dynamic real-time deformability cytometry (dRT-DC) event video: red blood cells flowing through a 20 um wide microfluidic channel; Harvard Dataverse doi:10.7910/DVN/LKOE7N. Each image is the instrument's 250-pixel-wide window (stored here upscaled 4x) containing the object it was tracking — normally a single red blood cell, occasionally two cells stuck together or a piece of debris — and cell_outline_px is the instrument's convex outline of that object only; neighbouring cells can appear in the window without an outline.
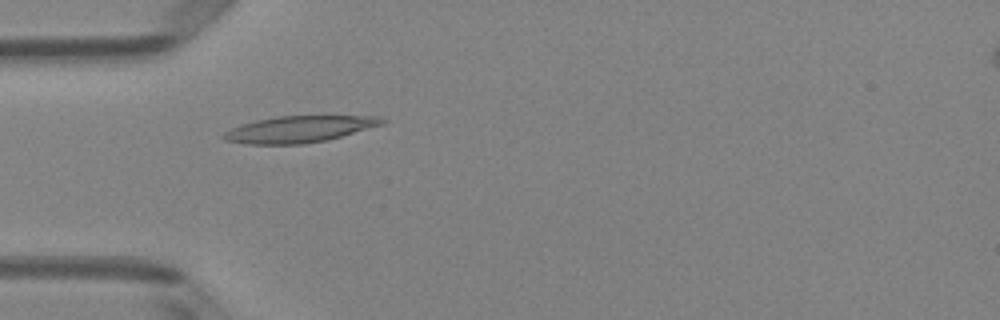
{"species": "Egyptian fruit bat (a non-hibernating species)", "species_latin": "Rousettus aegyptiacus", "temperature_condition": "room temperature", "stored_images_in_passage": 51, "camera_frame_rate_fps": 3000, "um_per_image_px": 0.085, "animal": {"sex": "female"}, "frame": {"image": 1, "passage_image": 16, "time_ms": 5.0, "image_size_px": [1000, 320], "cell_outline_px": [[388, 120], [384, 124], [340, 136], [324, 140], [304, 144], [248, 144], [224, 140], [220, 136], [224, 132], [240, 124], [256, 120], [276, 116], [380, 116]], "centroid_in_image_um": [25.41, 10.97], "position_along_channel_um": 59.6, "area_um2": 24.39}}
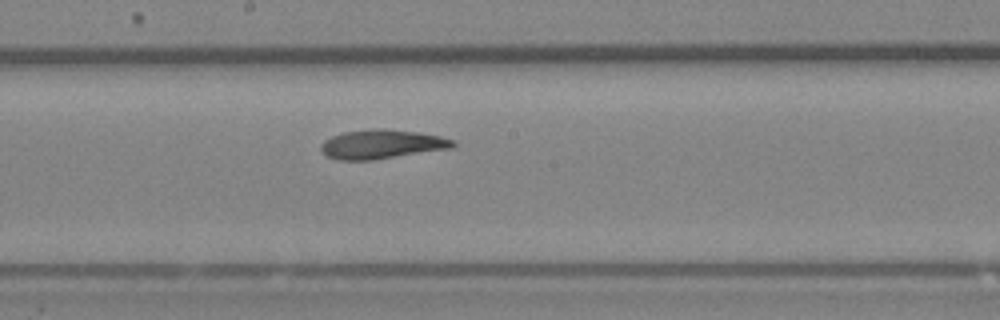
{"frame": {"image": 2, "passage_image": 28, "time_ms": 9.0, "image_size_px": [1000, 320], "cell_outline_px": [[456, 144], [452, 148], [372, 160], [336, 160], [328, 156], [320, 148], [320, 144], [324, 140], [332, 136], [344, 132], [372, 128], [384, 128], [416, 132], [440, 136], [456, 140]], "centroid_in_image_um": [32.45, 12.25], "position_along_channel_um": 215.7, "area_um2": 22.43}}
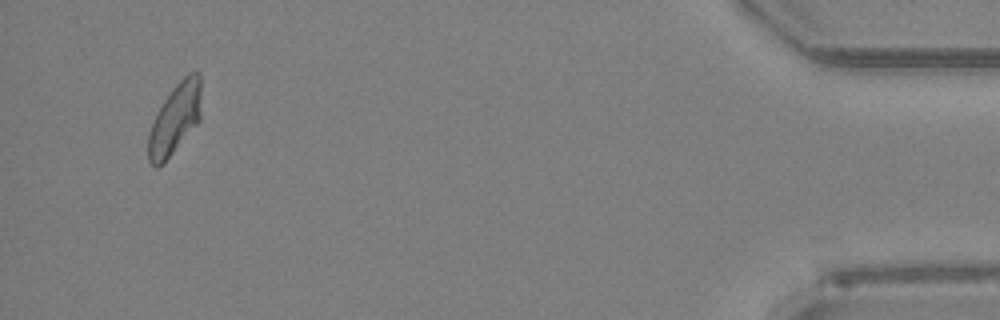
{"frame": {"image": 3, "passage_image": 49, "time_ms": 16.0, "image_size_px": [1000, 320], "cell_outline_px": [[200, 120], [164, 164], [156, 168], [148, 160], [148, 136], [156, 112], [172, 88], [188, 72], [200, 72]], "centroid_in_image_um": [14.86, 10.12], "position_along_channel_um": 420.3, "area_um2": 21.79}, "authors_computed_cell_mechanics": {"area_um2": 22.4264, "velocity_mm_per_s": 4.002, "shape_relaxation_time_tau1_ms": 9.743, "shape_relaxation_time_tau2_ms": 3.4353, "deformation_change_tau1": 0.269, "deformation_change_tau2": 0.1161}}